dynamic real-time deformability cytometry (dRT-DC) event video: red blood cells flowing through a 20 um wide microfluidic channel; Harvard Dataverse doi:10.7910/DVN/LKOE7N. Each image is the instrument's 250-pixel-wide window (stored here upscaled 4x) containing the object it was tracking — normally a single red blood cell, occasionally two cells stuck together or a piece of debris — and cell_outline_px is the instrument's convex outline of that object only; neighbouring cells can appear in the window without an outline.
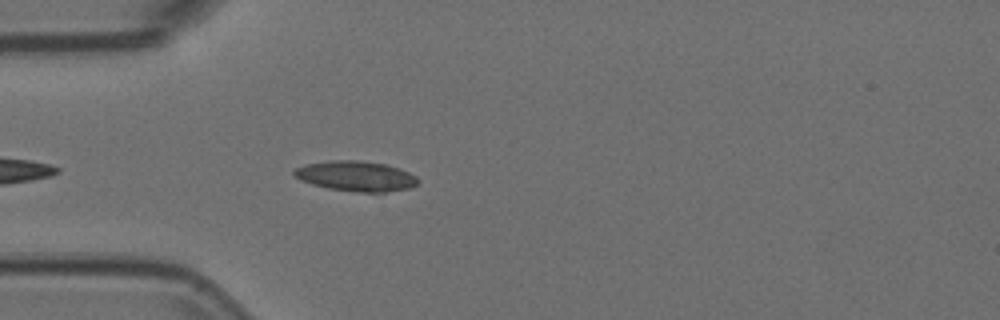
{"species": "Egyptian fruit bat (a non-hibernating species)", "species_latin": "Rousettus aegyptiacus", "temperature_condition": "room temperature", "stored_images_in_passage": 24, "camera_frame_rate_fps": 3000, "um_per_image_px": 0.085, "animal": {"sex": "female"}, "frame": {"image": 1, "passage_image": 4, "time_ms": 1.0, "image_size_px": [1000, 320], "cell_outline_px": [[420, 180], [416, 184], [408, 188], [388, 192], [356, 192], [328, 188], [312, 184], [300, 180], [292, 172], [296, 168], [308, 164], [332, 160], [360, 160], [384, 164], [400, 168], [416, 176]], "centroid_in_image_um": [30.28, 14.97], "position_along_channel_um": 54.7, "area_um2": 21.68}}